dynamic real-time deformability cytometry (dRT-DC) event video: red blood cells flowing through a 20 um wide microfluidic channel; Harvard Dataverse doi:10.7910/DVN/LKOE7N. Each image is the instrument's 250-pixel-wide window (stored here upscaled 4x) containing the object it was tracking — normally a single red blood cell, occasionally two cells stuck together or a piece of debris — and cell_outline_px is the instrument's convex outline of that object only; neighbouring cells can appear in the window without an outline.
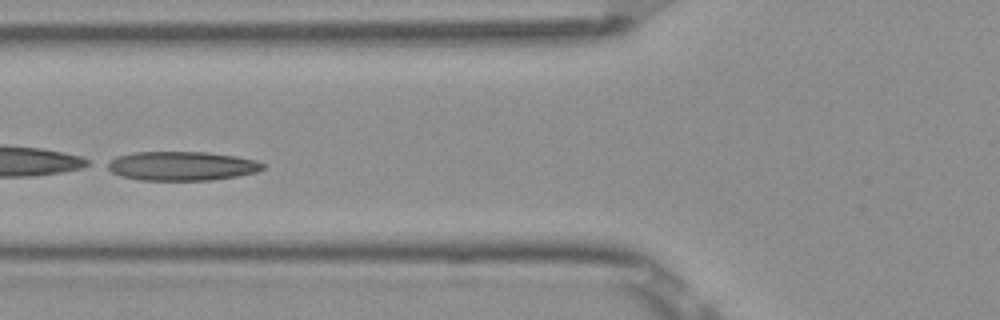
{"species": "Egyptian fruit bat (a non-hibernating species)", "species_latin": "Rousettus aegyptiacus", "temperature_condition": "room temperature", "stored_images_in_passage": 10, "camera_frame_rate_fps": 3000, "um_per_image_px": 0.085, "frame": {"image": 1, "passage_image": 6, "time_ms": 1.667, "image_size_px": [1000, 320], "cell_outline_px": [[264, 168], [256, 172], [236, 176], [212, 180], [140, 180], [120, 176], [112, 172], [100, 164], [116, 156], [132, 152], [208, 152], [236, 156], [256, 160], [264, 164]], "centroid_in_image_um": [15.36, 14.1], "position_along_channel_um": 110.4, "area_um2": 26.7}}
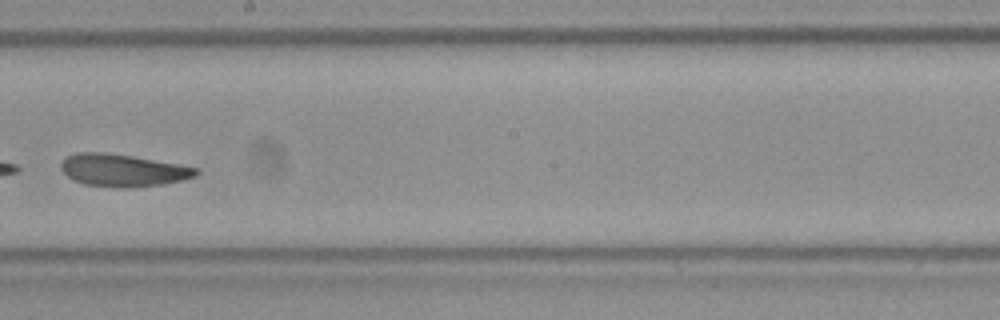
{"frame": {"image": 2, "passage_image": 9, "time_ms": 2.667, "image_size_px": [1000, 320], "cell_outline_px": [[200, 172], [196, 176], [184, 180], [160, 184], [128, 188], [116, 188], [84, 184], [72, 180], [60, 168], [60, 164], [68, 156], [76, 152], [104, 152], [132, 156], [180, 164], [200, 168]], "centroid_in_image_um": [10.47, 14.48], "position_along_channel_um": 237.7, "area_um2": 25.66}}
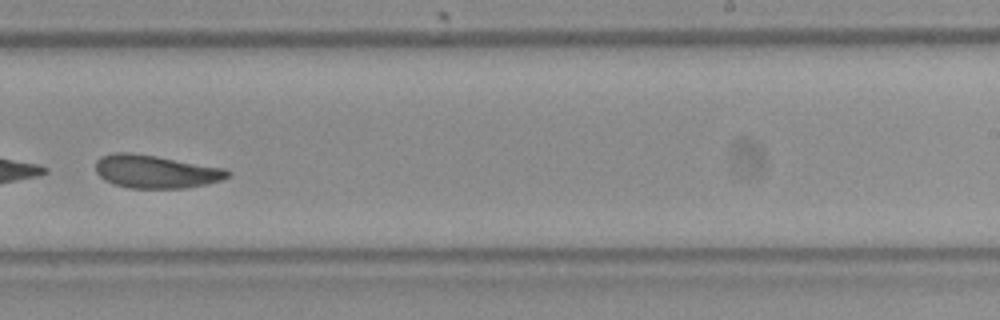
{"frame": {"image": 3, "passage_image": 10, "time_ms": 3.0, "image_size_px": [1000, 320], "cell_outline_px": [[232, 172], [228, 176], [220, 180], [208, 184], [184, 188], [128, 188], [112, 184], [104, 180], [96, 172], [96, 160], [100, 156], [112, 152], [132, 152], [156, 156], [224, 168]], "centroid_in_image_um": [13.19, 14.58], "position_along_channel_um": 275.8, "area_um2": 25.61}}